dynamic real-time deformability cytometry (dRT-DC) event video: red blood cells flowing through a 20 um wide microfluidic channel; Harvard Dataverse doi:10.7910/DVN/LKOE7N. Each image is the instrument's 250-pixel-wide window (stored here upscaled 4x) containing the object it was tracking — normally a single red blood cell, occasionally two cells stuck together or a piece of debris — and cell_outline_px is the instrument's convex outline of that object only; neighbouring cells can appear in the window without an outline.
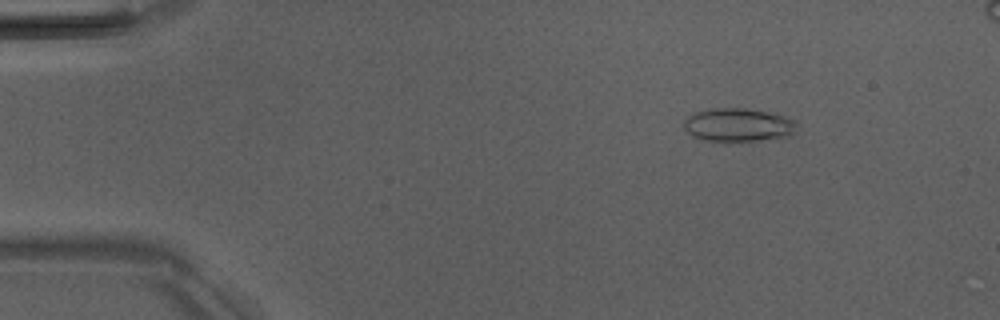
{"species": "Egyptian fruit bat (a non-hibernating species)", "species_latin": "Rousettus aegyptiacus", "temperature_condition": "room temperature", "stored_images_in_passage": 4, "camera_frame_rate_fps": 3000, "um_per_image_px": 0.085, "animal": {"sex": "male"}, "frame": {"image": 1, "passage_image": 1, "time_ms": 0.0, "image_size_px": [1000, 320], "cell_outline_px": [[796, 124], [792, 132], [788, 136], [728, 144], [704, 140], [692, 136], [684, 128], [684, 120], [692, 112], [708, 108], [744, 108], [784, 116], [796, 120]], "centroid_in_image_um": [62.65, 10.64], "position_along_channel_um": 22.3, "area_um2": 22.37}}